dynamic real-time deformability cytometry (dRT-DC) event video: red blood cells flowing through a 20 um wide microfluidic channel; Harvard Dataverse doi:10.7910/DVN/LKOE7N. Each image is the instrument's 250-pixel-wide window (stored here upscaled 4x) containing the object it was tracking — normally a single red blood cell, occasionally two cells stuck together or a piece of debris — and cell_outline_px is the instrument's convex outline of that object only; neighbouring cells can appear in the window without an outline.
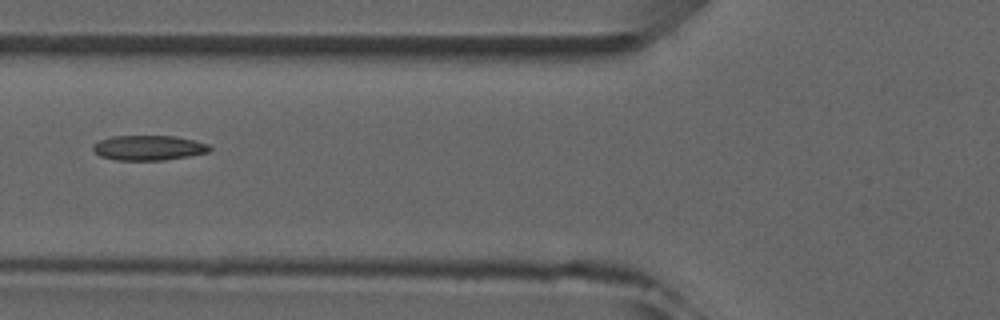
{"species": "common noctule bat (a hibernating species)", "species_latin": "Nyctalus noctula", "temperature_condition": "room temperature", "stored_images_in_passage": 4, "camera_frame_rate_fps": 3000, "um_per_image_px": 0.085, "animal": {"sex": "male", "forearm_length_mm": 52.5}, "frame": {"image": 1, "passage_image": 3, "time_ms": 3.0, "image_size_px": [1000, 320], "cell_outline_px": [[212, 148], [208, 152], [188, 156], [164, 160], [116, 160], [100, 156], [92, 148], [92, 144], [100, 140], [112, 136], [176, 136], [208, 144]], "centroid_in_image_um": [12.61, 12.56], "position_along_channel_um": 113.2, "area_um2": 16.88}}
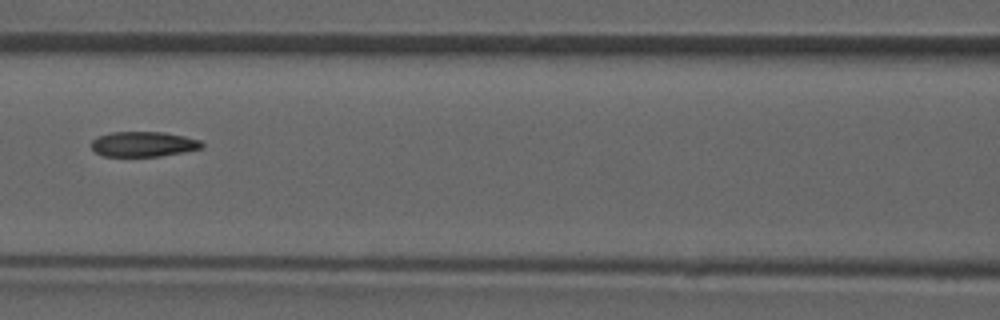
{"frame": {"image": 2, "passage_image": 4, "time_ms": 4.0, "image_size_px": [1000, 320], "cell_outline_px": [[204, 144], [200, 148], [160, 156], [104, 156], [96, 152], [92, 148], [92, 140], [96, 136], [112, 132], [164, 132], [184, 136], [200, 140]], "centroid_in_image_um": [12.15, 12.24], "position_along_channel_um": 154.4, "area_um2": 16.01}}